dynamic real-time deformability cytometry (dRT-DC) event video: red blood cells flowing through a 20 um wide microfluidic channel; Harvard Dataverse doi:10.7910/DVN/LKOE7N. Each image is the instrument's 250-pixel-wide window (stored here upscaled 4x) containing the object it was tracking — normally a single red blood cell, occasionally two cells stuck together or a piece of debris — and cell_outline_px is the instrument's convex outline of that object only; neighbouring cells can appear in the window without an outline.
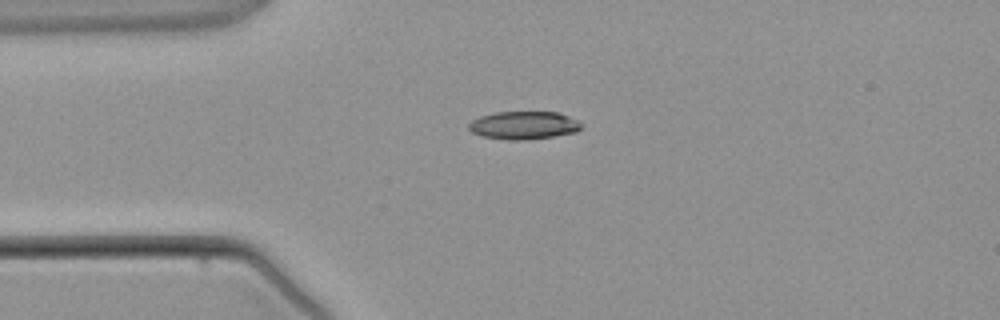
{"species": "common noctule bat (a hibernating species)", "species_latin": "Nyctalus noctula", "temperature_condition": "warm", "stored_images_in_passage": 1, "camera_frame_rate_fps": 3000, "um_per_image_px": 0.085, "animal": {"sex": "male", "body_mass_g": 21.5, "forearm_length_mm": 52.0}, "frame": {"image": 1, "passage_image": 1, "time_ms": 0.0, "image_size_px": [1000, 320], "cell_outline_px": [[584, 124], [576, 132], [552, 136], [524, 140], [508, 140], [484, 136], [472, 132], [468, 128], [468, 124], [472, 120], [480, 116], [496, 112], [560, 112]], "centroid_in_image_um": [44.52, 10.64], "position_along_channel_um": 40.5, "area_um2": 18.26}}